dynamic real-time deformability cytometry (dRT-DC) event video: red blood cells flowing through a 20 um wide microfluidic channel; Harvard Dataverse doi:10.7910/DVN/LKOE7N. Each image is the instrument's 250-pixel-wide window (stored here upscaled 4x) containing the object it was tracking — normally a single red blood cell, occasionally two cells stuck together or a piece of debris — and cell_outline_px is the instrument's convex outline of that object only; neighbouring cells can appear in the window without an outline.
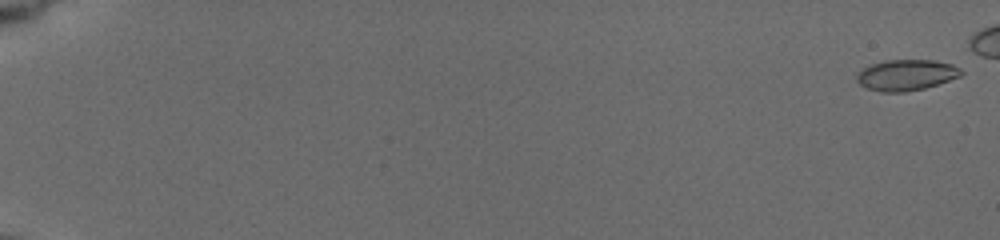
{"species": "common noctule bat (a hibernating species)", "species_latin": "Nyctalus noctula", "temperature_condition": "cold", "stored_images_in_passage": 6, "camera_frame_rate_fps": 3000, "um_per_image_px": 0.085, "animal": {"sex": "female", "body_mass_g": 19.5, "forearm_length_mm": 54.1}, "frame": {"image": 1, "passage_image": 2, "time_ms": 0.333, "image_size_px": [1000, 240], "cell_outline_px": [[964, 72], [960, 76], [924, 88], [904, 92], [880, 92], [868, 88], [860, 84], [856, 80], [856, 72], [872, 64], [884, 60], [932, 60], [952, 64], [960, 68]], "centroid_in_image_um": [77.01, 6.37], "position_along_channel_um": 8.0, "area_um2": 18.73}}